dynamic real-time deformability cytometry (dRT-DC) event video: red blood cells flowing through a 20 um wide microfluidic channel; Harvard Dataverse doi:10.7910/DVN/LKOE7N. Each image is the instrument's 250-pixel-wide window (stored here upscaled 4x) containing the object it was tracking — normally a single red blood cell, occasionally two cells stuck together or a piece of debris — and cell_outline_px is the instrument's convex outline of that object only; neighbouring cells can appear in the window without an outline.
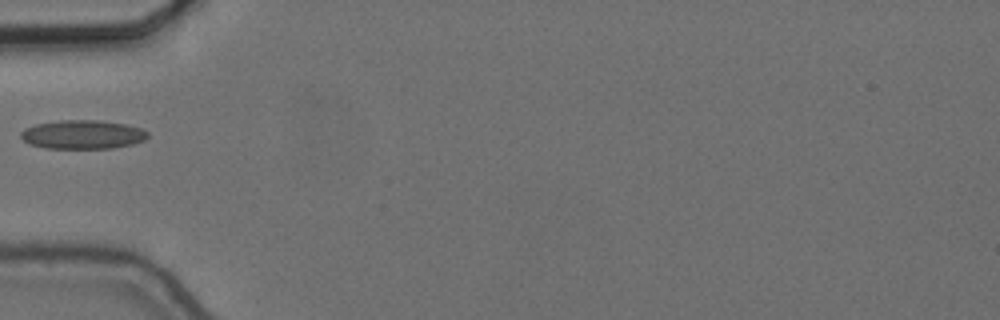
{"species": "common noctule bat (a hibernating species)", "species_latin": "Nyctalus noctula", "temperature_condition": "cold", "stored_images_in_passage": 38, "camera_frame_rate_fps": 3000, "um_per_image_px": 0.085, "animal": {"sex": "female", "body_mass_g": 24.6, "forearm_length_mm": 56.2}, "frame": {"image": 1, "passage_image": 1, "time_ms": 0.0, "image_size_px": [1000, 320], "cell_outline_px": [[148, 136], [144, 140], [132, 144], [112, 148], [44, 148], [28, 144], [20, 136], [20, 132], [24, 128], [36, 124], [60, 120], [100, 120], [124, 124], [140, 128], [148, 132]], "centroid_in_image_um": [6.99, 11.43], "position_along_channel_um": 78.0, "area_um2": 21.33}}
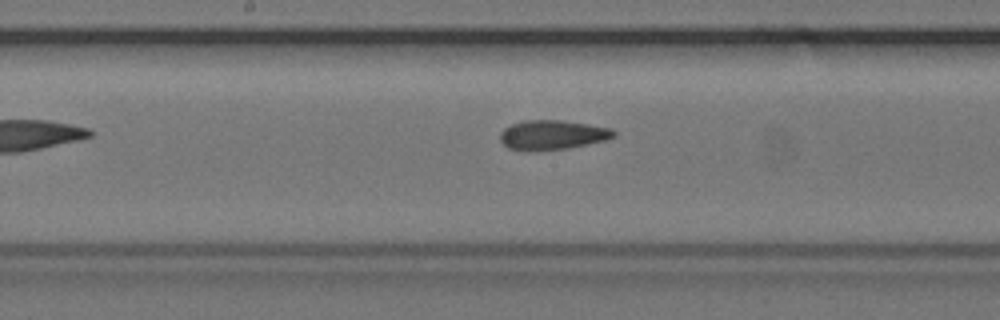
{"frame": {"image": 2, "passage_image": 11, "time_ms": 3.333, "image_size_px": [1000, 320], "cell_outline_px": [[616, 136], [604, 140], [568, 148], [520, 152], [508, 148], [500, 140], [500, 132], [504, 128], [512, 124], [524, 120], [560, 120], [588, 124], [612, 128], [616, 132]], "centroid_in_image_um": [46.91, 11.47], "position_along_channel_um": 201.3, "area_um2": 19.65}}
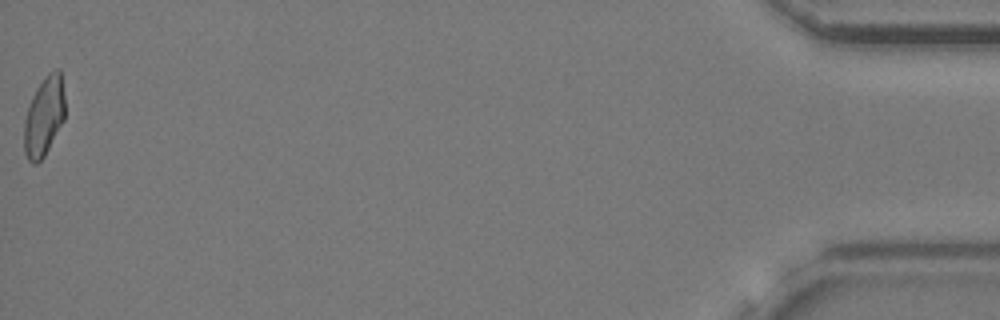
{"frame": {"image": 3, "passage_image": 38, "time_ms": 12.333, "image_size_px": [1000, 320], "cell_outline_px": [[64, 120], [44, 156], [36, 164], [32, 164], [28, 160], [24, 152], [24, 120], [32, 96], [36, 88], [44, 76], [48, 72], [56, 68], [60, 68], [64, 96]], "centroid_in_image_um": [3.74, 9.87], "position_along_channel_um": 431.5, "area_um2": 18.96}}